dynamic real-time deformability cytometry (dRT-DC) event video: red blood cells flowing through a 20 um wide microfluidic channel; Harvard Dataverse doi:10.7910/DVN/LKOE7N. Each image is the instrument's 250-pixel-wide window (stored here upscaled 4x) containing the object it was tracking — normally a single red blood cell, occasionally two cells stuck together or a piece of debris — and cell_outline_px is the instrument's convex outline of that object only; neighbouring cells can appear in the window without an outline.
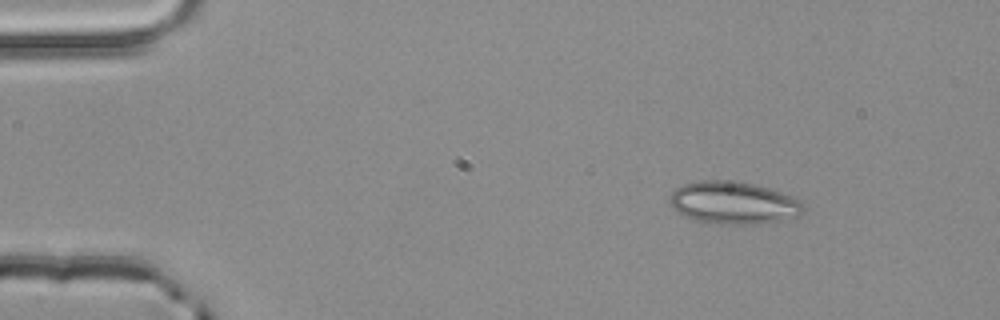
{"species": "common noctule bat (a hibernating species)", "species_latin": "Nyctalus noctula", "temperature_condition": "room temperature", "stored_images_in_passage": 2, "camera_frame_rate_fps": 3000, "um_per_image_px": 0.085, "animal": {"sex": "male", "body_mass_g": 20.4}, "frame": {"image": 1, "passage_image": 1, "time_ms": 0.0, "image_size_px": [1000, 320], "cell_outline_px": [[804, 212], [800, 216], [780, 220], [756, 224], [708, 224], [684, 216], [676, 212], [672, 208], [668, 200], [672, 192], [676, 188], [684, 184], [700, 180], [720, 180], [752, 184], [768, 188], [780, 192], [800, 200], [804, 204]], "centroid_in_image_um": [62.31, 17.26], "position_along_channel_um": 22.7, "area_um2": 33.18}}